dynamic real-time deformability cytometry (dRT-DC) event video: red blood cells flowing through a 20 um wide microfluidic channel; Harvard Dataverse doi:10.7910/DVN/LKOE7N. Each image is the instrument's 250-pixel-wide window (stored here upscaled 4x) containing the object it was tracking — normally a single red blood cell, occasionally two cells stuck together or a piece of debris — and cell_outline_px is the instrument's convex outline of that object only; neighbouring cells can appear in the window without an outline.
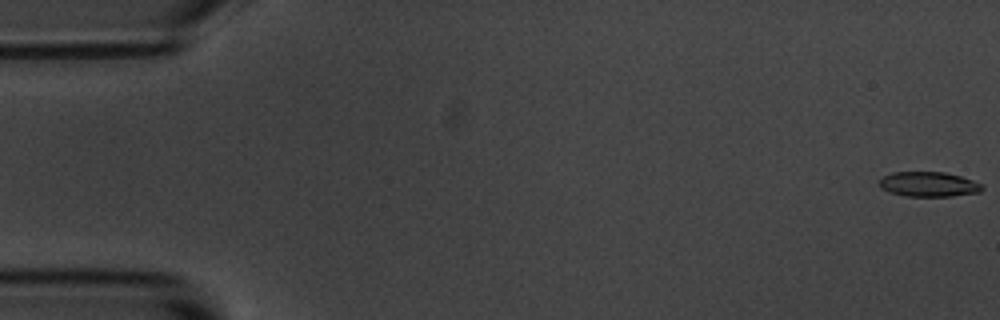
{"species": "common noctule bat (a hibernating species)", "species_latin": "Nyctalus noctula", "temperature_condition": "room temperature", "stored_images_in_passage": 53, "camera_frame_rate_fps": 3000, "um_per_image_px": 0.085, "animal": {"sex": "male", "body_mass_g": 20.1, "forearm_length_mm": 53.5}, "frame": {"image": 1, "passage_image": 1, "time_ms": 0.0, "image_size_px": [1000, 320], "cell_outline_px": [[984, 188], [980, 192], [952, 196], [908, 196], [888, 192], [880, 188], [880, 180], [884, 176], [892, 172], [944, 172], [960, 176], [972, 180], [980, 184]], "centroid_in_image_um": [78.92, 15.66], "position_along_channel_um": 6.1, "area_um2": 14.8}}
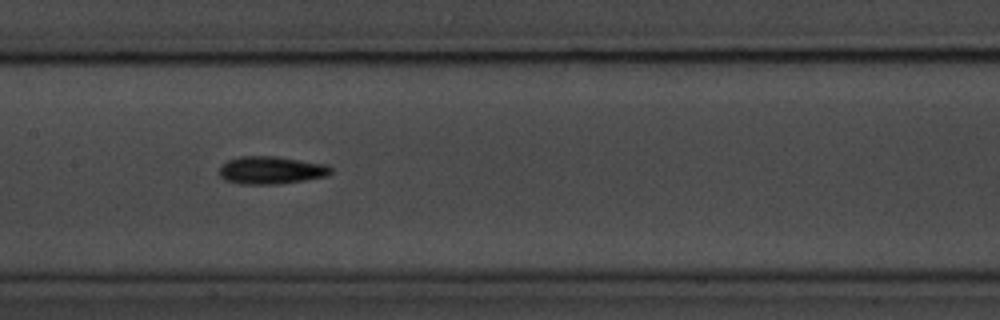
{"frame": {"image": 2, "passage_image": 27, "time_ms": 8.667, "image_size_px": [1000, 320], "cell_outline_px": [[332, 172], [328, 176], [280, 184], [240, 184], [224, 180], [220, 176], [220, 168], [228, 160], [240, 156], [276, 156], [324, 164], [332, 168]], "centroid_in_image_um": [23.04, 14.47], "position_along_channel_um": 184.4, "area_um2": 17.98}}
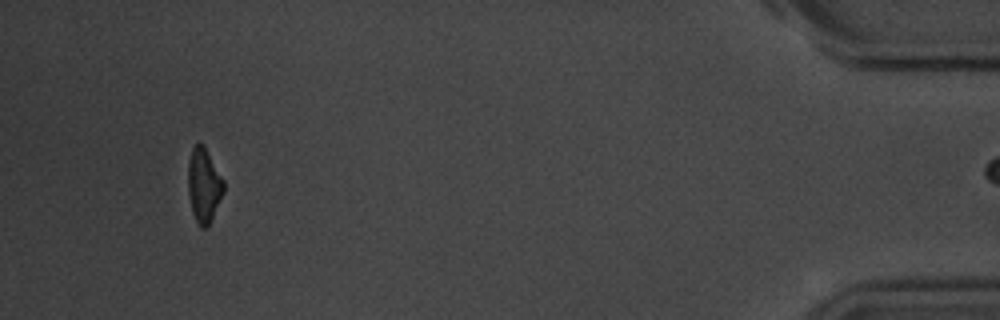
{"frame": {"image": 3, "passage_image": 52, "time_ms": 17.0, "image_size_px": [1000, 320], "cell_outline_px": [[224, 192], [208, 228], [200, 228], [192, 212], [188, 192], [188, 160], [192, 148], [196, 144], [200, 144], [204, 148], [224, 180]], "centroid_in_image_um": [17.32, 15.81], "position_along_channel_um": 417.9, "area_um2": 15.26}}